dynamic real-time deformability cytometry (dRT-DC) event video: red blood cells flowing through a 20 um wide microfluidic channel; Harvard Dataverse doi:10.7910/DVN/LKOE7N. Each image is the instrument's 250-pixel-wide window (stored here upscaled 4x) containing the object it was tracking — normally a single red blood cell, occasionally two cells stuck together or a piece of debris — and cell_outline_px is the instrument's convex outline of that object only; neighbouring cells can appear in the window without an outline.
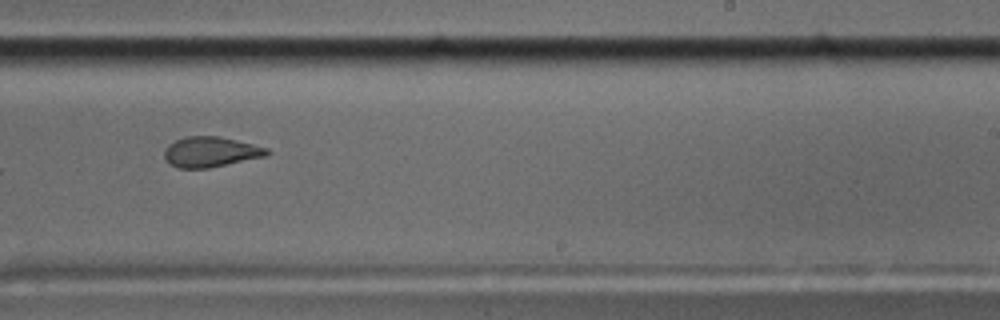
{"species": "common noctule bat (a hibernating species)", "species_latin": "Nyctalus noctula", "temperature_condition": "cold", "stored_images_in_passage": 16, "camera_frame_rate_fps": 3000, "um_per_image_px": 0.085, "animal": {"sex": "male", "body_mass_g": 17.5, "forearm_length_mm": 52.3}, "frame": {"image": 1, "passage_image": 10, "time_ms": 11.0, "image_size_px": [1000, 320], "cell_outline_px": [[272, 152], [268, 156], [208, 168], [180, 168], [168, 164], [164, 156], [164, 152], [168, 144], [184, 136], [220, 136], [268, 148]], "centroid_in_image_um": [17.92, 12.91], "position_along_channel_um": 271.1, "area_um2": 18.26}, "authors_computed_cell_mechanics": {"area_um2": 24.6228, "velocity_mm_per_s": 3.4933, "shape_relaxation_time_tau1_ms": null, "shape_relaxation_time_tau2_ms": 2.0874, "deformation_change_tau1": null, "deformation_change_tau2": 0.089}}